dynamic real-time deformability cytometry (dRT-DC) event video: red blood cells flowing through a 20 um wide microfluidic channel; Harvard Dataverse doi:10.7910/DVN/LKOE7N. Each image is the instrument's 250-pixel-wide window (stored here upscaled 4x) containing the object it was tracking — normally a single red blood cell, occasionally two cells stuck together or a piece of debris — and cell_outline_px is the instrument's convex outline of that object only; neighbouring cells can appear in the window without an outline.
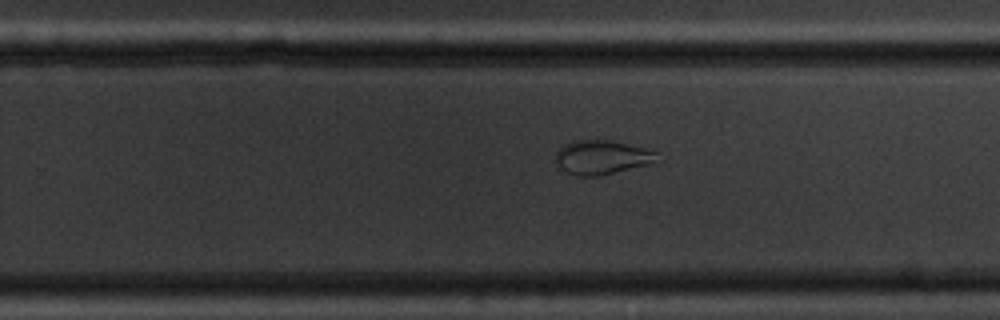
{"species": "common noctule bat (a hibernating species)", "species_latin": "Nyctalus noctula", "temperature_condition": "cold", "stored_images_in_passage": 11, "camera_frame_rate_fps": 3000, "um_per_image_px": 0.085, "animal": {"sex": "male", "body_mass_g": 20.1, "forearm_length_mm": 53.5}, "frame": {"image": 1, "passage_image": 11, "time_ms": 12.667, "image_size_px": [1000, 320], "cell_outline_px": [[656, 152], [652, 160], [648, 164], [596, 176], [580, 176], [564, 172], [556, 164], [556, 152], [564, 144], [572, 140], [612, 140]], "centroid_in_image_um": [51.02, 13.36], "position_along_channel_um": 278.8, "area_um2": 19.59}}